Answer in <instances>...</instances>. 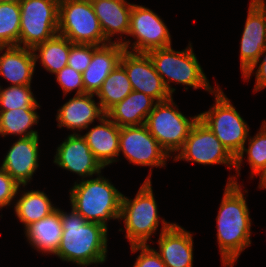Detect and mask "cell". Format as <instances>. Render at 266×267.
Returning <instances> with one entry per match:
<instances>
[{"mask_svg": "<svg viewBox=\"0 0 266 267\" xmlns=\"http://www.w3.org/2000/svg\"><path fill=\"white\" fill-rule=\"evenodd\" d=\"M260 176L259 179V189H266V165L256 174Z\"/></svg>", "mask_w": 266, "mask_h": 267, "instance_id": "8d00e7d4", "label": "cell"}, {"mask_svg": "<svg viewBox=\"0 0 266 267\" xmlns=\"http://www.w3.org/2000/svg\"><path fill=\"white\" fill-rule=\"evenodd\" d=\"M31 85H16L3 88L0 85V110L40 108Z\"/></svg>", "mask_w": 266, "mask_h": 267, "instance_id": "4dcf8cb0", "label": "cell"}, {"mask_svg": "<svg viewBox=\"0 0 266 267\" xmlns=\"http://www.w3.org/2000/svg\"><path fill=\"white\" fill-rule=\"evenodd\" d=\"M266 49V1L250 0L240 42L242 76L260 58Z\"/></svg>", "mask_w": 266, "mask_h": 267, "instance_id": "5bb4252c", "label": "cell"}, {"mask_svg": "<svg viewBox=\"0 0 266 267\" xmlns=\"http://www.w3.org/2000/svg\"><path fill=\"white\" fill-rule=\"evenodd\" d=\"M248 148L245 146L235 157V171L240 176L241 164H243L244 154H247V162L252 169L251 179L266 165V120L262 122L260 130L255 136L248 137Z\"/></svg>", "mask_w": 266, "mask_h": 267, "instance_id": "f1b7e54d", "label": "cell"}, {"mask_svg": "<svg viewBox=\"0 0 266 267\" xmlns=\"http://www.w3.org/2000/svg\"><path fill=\"white\" fill-rule=\"evenodd\" d=\"M72 45L73 43L69 39L57 34L32 49L35 62L40 59V63L45 70L55 75L67 66Z\"/></svg>", "mask_w": 266, "mask_h": 267, "instance_id": "4316f807", "label": "cell"}, {"mask_svg": "<svg viewBox=\"0 0 266 267\" xmlns=\"http://www.w3.org/2000/svg\"><path fill=\"white\" fill-rule=\"evenodd\" d=\"M53 163L58 167L84 178L99 175L104 167L95 158L86 139L78 134H69L56 148Z\"/></svg>", "mask_w": 266, "mask_h": 267, "instance_id": "9a60e30c", "label": "cell"}, {"mask_svg": "<svg viewBox=\"0 0 266 267\" xmlns=\"http://www.w3.org/2000/svg\"><path fill=\"white\" fill-rule=\"evenodd\" d=\"M55 77L59 86L62 88L63 95H67L75 89V95L84 94L82 73L77 72L69 66H65L61 71L55 74Z\"/></svg>", "mask_w": 266, "mask_h": 267, "instance_id": "d6a6232c", "label": "cell"}, {"mask_svg": "<svg viewBox=\"0 0 266 267\" xmlns=\"http://www.w3.org/2000/svg\"><path fill=\"white\" fill-rule=\"evenodd\" d=\"M133 91L125 69L119 64L103 81L95 94L102 110L106 113L115 104L124 100Z\"/></svg>", "mask_w": 266, "mask_h": 267, "instance_id": "83f0119b", "label": "cell"}, {"mask_svg": "<svg viewBox=\"0 0 266 267\" xmlns=\"http://www.w3.org/2000/svg\"><path fill=\"white\" fill-rule=\"evenodd\" d=\"M173 96L157 102L145 121L150 134L172 158L182 148L199 114L187 118L178 109Z\"/></svg>", "mask_w": 266, "mask_h": 267, "instance_id": "52a82bcc", "label": "cell"}, {"mask_svg": "<svg viewBox=\"0 0 266 267\" xmlns=\"http://www.w3.org/2000/svg\"><path fill=\"white\" fill-rule=\"evenodd\" d=\"M19 46L33 49L58 34L59 0H22Z\"/></svg>", "mask_w": 266, "mask_h": 267, "instance_id": "9c48e42d", "label": "cell"}, {"mask_svg": "<svg viewBox=\"0 0 266 267\" xmlns=\"http://www.w3.org/2000/svg\"><path fill=\"white\" fill-rule=\"evenodd\" d=\"M79 182V183H78ZM75 181L70 188V204L88 222L108 227L107 222L120 217L122 193L109 179L99 174L96 178Z\"/></svg>", "mask_w": 266, "mask_h": 267, "instance_id": "3957f363", "label": "cell"}, {"mask_svg": "<svg viewBox=\"0 0 266 267\" xmlns=\"http://www.w3.org/2000/svg\"><path fill=\"white\" fill-rule=\"evenodd\" d=\"M20 4L0 3V46L19 45Z\"/></svg>", "mask_w": 266, "mask_h": 267, "instance_id": "f546056e", "label": "cell"}, {"mask_svg": "<svg viewBox=\"0 0 266 267\" xmlns=\"http://www.w3.org/2000/svg\"><path fill=\"white\" fill-rule=\"evenodd\" d=\"M0 54V76L11 86L31 85L36 66L33 50L19 45L0 46Z\"/></svg>", "mask_w": 266, "mask_h": 267, "instance_id": "44dd1931", "label": "cell"}, {"mask_svg": "<svg viewBox=\"0 0 266 267\" xmlns=\"http://www.w3.org/2000/svg\"><path fill=\"white\" fill-rule=\"evenodd\" d=\"M13 204L15 215L24 225V229L32 223L46 218L57 209L47 194L39 190L21 193V197L15 200Z\"/></svg>", "mask_w": 266, "mask_h": 267, "instance_id": "d4e9b609", "label": "cell"}, {"mask_svg": "<svg viewBox=\"0 0 266 267\" xmlns=\"http://www.w3.org/2000/svg\"><path fill=\"white\" fill-rule=\"evenodd\" d=\"M98 47L92 44H73L70 47L67 66L83 73L91 63L93 52Z\"/></svg>", "mask_w": 266, "mask_h": 267, "instance_id": "1f68e13d", "label": "cell"}, {"mask_svg": "<svg viewBox=\"0 0 266 267\" xmlns=\"http://www.w3.org/2000/svg\"><path fill=\"white\" fill-rule=\"evenodd\" d=\"M100 124L92 126L82 136L95 158L105 168L119 161V136L118 127L107 115L99 120Z\"/></svg>", "mask_w": 266, "mask_h": 267, "instance_id": "ffe728a7", "label": "cell"}, {"mask_svg": "<svg viewBox=\"0 0 266 267\" xmlns=\"http://www.w3.org/2000/svg\"><path fill=\"white\" fill-rule=\"evenodd\" d=\"M220 86L212 93L215 104L199 114V119L215 134L218 140L236 157L249 137V125L242 118Z\"/></svg>", "mask_w": 266, "mask_h": 267, "instance_id": "8992f818", "label": "cell"}, {"mask_svg": "<svg viewBox=\"0 0 266 267\" xmlns=\"http://www.w3.org/2000/svg\"><path fill=\"white\" fill-rule=\"evenodd\" d=\"M156 103L148 95L132 91L124 100L111 107L106 115L118 127L142 125Z\"/></svg>", "mask_w": 266, "mask_h": 267, "instance_id": "603a6c76", "label": "cell"}, {"mask_svg": "<svg viewBox=\"0 0 266 267\" xmlns=\"http://www.w3.org/2000/svg\"><path fill=\"white\" fill-rule=\"evenodd\" d=\"M123 220L126 235L130 245H146L151 236L156 233L161 219V232L173 223L160 218L158 205L152 190V182L145 181L140 186L134 199L122 195L119 221Z\"/></svg>", "mask_w": 266, "mask_h": 267, "instance_id": "5b68a950", "label": "cell"}, {"mask_svg": "<svg viewBox=\"0 0 266 267\" xmlns=\"http://www.w3.org/2000/svg\"><path fill=\"white\" fill-rule=\"evenodd\" d=\"M120 65L125 69L133 91L142 92L156 102L166 101L172 97L147 53L125 50Z\"/></svg>", "mask_w": 266, "mask_h": 267, "instance_id": "4fadbf2b", "label": "cell"}, {"mask_svg": "<svg viewBox=\"0 0 266 267\" xmlns=\"http://www.w3.org/2000/svg\"><path fill=\"white\" fill-rule=\"evenodd\" d=\"M262 56L264 57L261 60ZM256 67L254 92H258L260 90L262 91V89L266 88V49H264V51L260 54V58L255 62V64H253V66H251V68L242 76L245 81L250 80V77L252 73H254Z\"/></svg>", "mask_w": 266, "mask_h": 267, "instance_id": "d590c367", "label": "cell"}, {"mask_svg": "<svg viewBox=\"0 0 266 267\" xmlns=\"http://www.w3.org/2000/svg\"><path fill=\"white\" fill-rule=\"evenodd\" d=\"M19 185L4 169L0 167V210L10 206L21 191ZM14 199V200H13Z\"/></svg>", "mask_w": 266, "mask_h": 267, "instance_id": "836d02e7", "label": "cell"}, {"mask_svg": "<svg viewBox=\"0 0 266 267\" xmlns=\"http://www.w3.org/2000/svg\"><path fill=\"white\" fill-rule=\"evenodd\" d=\"M132 253L140 250L132 267H166L156 249L146 245H130Z\"/></svg>", "mask_w": 266, "mask_h": 267, "instance_id": "e575fe53", "label": "cell"}, {"mask_svg": "<svg viewBox=\"0 0 266 267\" xmlns=\"http://www.w3.org/2000/svg\"><path fill=\"white\" fill-rule=\"evenodd\" d=\"M94 12L98 18L101 30L109 43L122 44L128 36L130 15L133 4L127 0H98L91 1ZM120 35L113 41L112 37Z\"/></svg>", "mask_w": 266, "mask_h": 267, "instance_id": "d6986e66", "label": "cell"}, {"mask_svg": "<svg viewBox=\"0 0 266 267\" xmlns=\"http://www.w3.org/2000/svg\"><path fill=\"white\" fill-rule=\"evenodd\" d=\"M62 237L56 255L63 262L79 267L103 264L107 257L108 227L88 222L78 212H64L59 208Z\"/></svg>", "mask_w": 266, "mask_h": 267, "instance_id": "7a4b0ae2", "label": "cell"}, {"mask_svg": "<svg viewBox=\"0 0 266 267\" xmlns=\"http://www.w3.org/2000/svg\"><path fill=\"white\" fill-rule=\"evenodd\" d=\"M177 153L173 161L183 160L201 165L224 164L229 169L235 167V157L200 119L193 125Z\"/></svg>", "mask_w": 266, "mask_h": 267, "instance_id": "8fae6325", "label": "cell"}, {"mask_svg": "<svg viewBox=\"0 0 266 267\" xmlns=\"http://www.w3.org/2000/svg\"><path fill=\"white\" fill-rule=\"evenodd\" d=\"M121 152L130 163L151 167L145 181H151L152 167H165L171 158L145 124L120 127L119 156Z\"/></svg>", "mask_w": 266, "mask_h": 267, "instance_id": "7c38bea8", "label": "cell"}, {"mask_svg": "<svg viewBox=\"0 0 266 267\" xmlns=\"http://www.w3.org/2000/svg\"><path fill=\"white\" fill-rule=\"evenodd\" d=\"M39 136L18 138L4 156L1 168L26 187L39 167Z\"/></svg>", "mask_w": 266, "mask_h": 267, "instance_id": "2e32d148", "label": "cell"}, {"mask_svg": "<svg viewBox=\"0 0 266 267\" xmlns=\"http://www.w3.org/2000/svg\"><path fill=\"white\" fill-rule=\"evenodd\" d=\"M147 54L171 96L175 92L171 82L187 86L185 90L189 86L193 89L202 88L211 94L215 91L216 88L210 85L191 43L182 51H175L169 46L150 50Z\"/></svg>", "mask_w": 266, "mask_h": 267, "instance_id": "277c9868", "label": "cell"}, {"mask_svg": "<svg viewBox=\"0 0 266 267\" xmlns=\"http://www.w3.org/2000/svg\"><path fill=\"white\" fill-rule=\"evenodd\" d=\"M156 251L166 267H193V234L177 223L160 232Z\"/></svg>", "mask_w": 266, "mask_h": 267, "instance_id": "ac0fdd59", "label": "cell"}, {"mask_svg": "<svg viewBox=\"0 0 266 267\" xmlns=\"http://www.w3.org/2000/svg\"><path fill=\"white\" fill-rule=\"evenodd\" d=\"M62 223L60 219L59 207L37 222L29 225L25 230L26 240L41 254H54L59 247L62 237Z\"/></svg>", "mask_w": 266, "mask_h": 267, "instance_id": "cb8c5ba5", "label": "cell"}, {"mask_svg": "<svg viewBox=\"0 0 266 267\" xmlns=\"http://www.w3.org/2000/svg\"><path fill=\"white\" fill-rule=\"evenodd\" d=\"M22 0H0V3H20Z\"/></svg>", "mask_w": 266, "mask_h": 267, "instance_id": "74e56055", "label": "cell"}, {"mask_svg": "<svg viewBox=\"0 0 266 267\" xmlns=\"http://www.w3.org/2000/svg\"><path fill=\"white\" fill-rule=\"evenodd\" d=\"M128 36L136 40L131 43L130 39H126L121 45L126 51L134 53H147L153 49L172 46L171 35L164 20L153 10L138 4H133L131 9Z\"/></svg>", "mask_w": 266, "mask_h": 267, "instance_id": "30bf717a", "label": "cell"}, {"mask_svg": "<svg viewBox=\"0 0 266 267\" xmlns=\"http://www.w3.org/2000/svg\"><path fill=\"white\" fill-rule=\"evenodd\" d=\"M125 48L118 43L99 46L94 52L91 63L82 73L84 93L96 94L103 81L120 64Z\"/></svg>", "mask_w": 266, "mask_h": 267, "instance_id": "7402d4cb", "label": "cell"}, {"mask_svg": "<svg viewBox=\"0 0 266 267\" xmlns=\"http://www.w3.org/2000/svg\"><path fill=\"white\" fill-rule=\"evenodd\" d=\"M58 34L73 44L109 43L89 0H59Z\"/></svg>", "mask_w": 266, "mask_h": 267, "instance_id": "ba28073f", "label": "cell"}, {"mask_svg": "<svg viewBox=\"0 0 266 267\" xmlns=\"http://www.w3.org/2000/svg\"><path fill=\"white\" fill-rule=\"evenodd\" d=\"M94 96L95 94L90 93L74 95L65 102L57 111L58 128L66 127L72 130L71 134H78L89 129L95 120L99 121L105 116L106 113L102 110L100 103L95 102Z\"/></svg>", "mask_w": 266, "mask_h": 267, "instance_id": "e0dca14e", "label": "cell"}, {"mask_svg": "<svg viewBox=\"0 0 266 267\" xmlns=\"http://www.w3.org/2000/svg\"><path fill=\"white\" fill-rule=\"evenodd\" d=\"M237 175L228 178L216 217L217 241L224 267H234L240 254L251 245L249 208L237 182Z\"/></svg>", "mask_w": 266, "mask_h": 267, "instance_id": "6da1fadb", "label": "cell"}, {"mask_svg": "<svg viewBox=\"0 0 266 267\" xmlns=\"http://www.w3.org/2000/svg\"><path fill=\"white\" fill-rule=\"evenodd\" d=\"M36 110L37 108L0 110V136L16 135L19 138L39 136L37 130L32 129L40 119Z\"/></svg>", "mask_w": 266, "mask_h": 267, "instance_id": "484cf974", "label": "cell"}]
</instances>
